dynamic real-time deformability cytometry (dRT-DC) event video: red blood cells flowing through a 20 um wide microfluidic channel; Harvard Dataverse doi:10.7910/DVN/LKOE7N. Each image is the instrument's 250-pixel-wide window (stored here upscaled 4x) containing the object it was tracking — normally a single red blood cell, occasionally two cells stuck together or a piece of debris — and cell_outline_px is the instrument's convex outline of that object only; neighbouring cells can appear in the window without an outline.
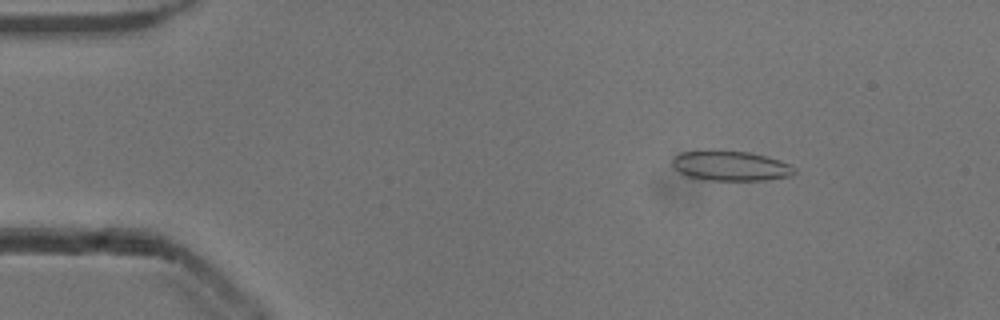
{"species": "common noctule bat (a hibernating species)", "species_latin": "Nyctalus noctula", "temperature_condition": "cold", "stored_images_in_passage": 47, "camera_frame_rate_fps": 3000, "um_per_image_px": 0.085, "animal": {"sex": "male", "body_mass_g": 13.3}, "frame": {"image": 1, "passage_image": 2, "time_ms": 0.333, "image_size_px": [1000, 320], "cell_outline_px": [[796, 172], [792, 176], [768, 180], [704, 180], [688, 176], [680, 172], [672, 164], [672, 156], [680, 152], [708, 148], [720, 148], [748, 152], [780, 160], [796, 168]], "centroid_in_image_um": [62.06, 14.06], "position_along_channel_um": 22.9, "area_um2": 22.02}}
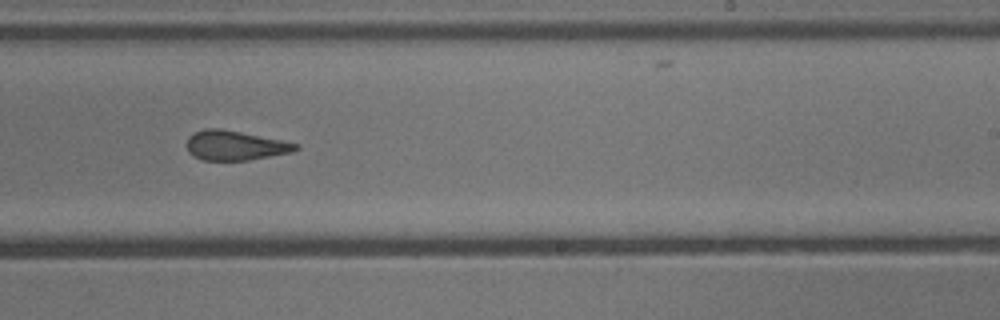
{"frame": {"image": 2, "passage_image": 27, "time_ms": 8.667, "image_size_px": [1000, 320], "cell_outline_px": [[300, 148], [292, 152], [248, 160], [200, 160], [188, 152], [188, 136], [204, 128], [220, 128], [300, 144]], "centroid_in_image_um": [19.98, 12.37], "position_along_channel_um": 269.0, "area_um2": 18.61}}
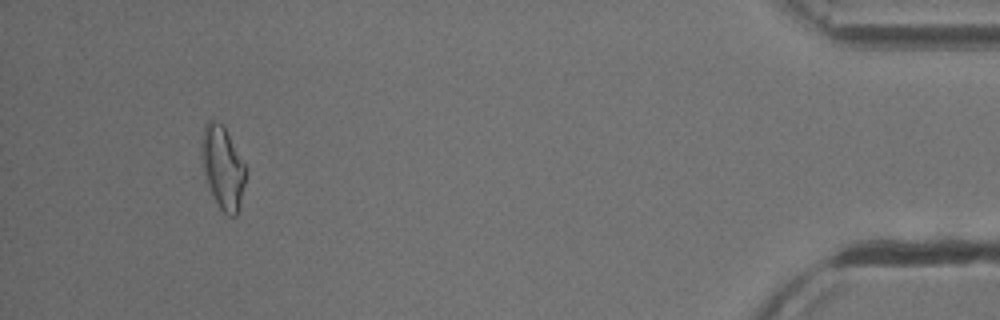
{"frame": {"image": 3, "passage_image": 44, "time_ms": 14.333, "image_size_px": [1000, 320], "cell_outline_px": [[248, 168], [240, 208], [236, 216], [228, 216], [220, 208], [208, 184], [200, 164], [200, 140], [204, 124], [208, 120], [216, 120], [224, 128]], "centroid_in_image_um": [18.93, 14.22], "position_along_channel_um": 416.3, "area_um2": 21.68}, "authors_computed_cell_mechanics": {"area_um2": 19.652, "velocity_mm_per_s": 3.8748, "shape_relaxation_time_tau1_ms": 6.727, "shape_relaxation_time_tau2_ms": 1.3782, "deformation_change_tau1": 0.1667, "deformation_change_tau2": 0.1082}}